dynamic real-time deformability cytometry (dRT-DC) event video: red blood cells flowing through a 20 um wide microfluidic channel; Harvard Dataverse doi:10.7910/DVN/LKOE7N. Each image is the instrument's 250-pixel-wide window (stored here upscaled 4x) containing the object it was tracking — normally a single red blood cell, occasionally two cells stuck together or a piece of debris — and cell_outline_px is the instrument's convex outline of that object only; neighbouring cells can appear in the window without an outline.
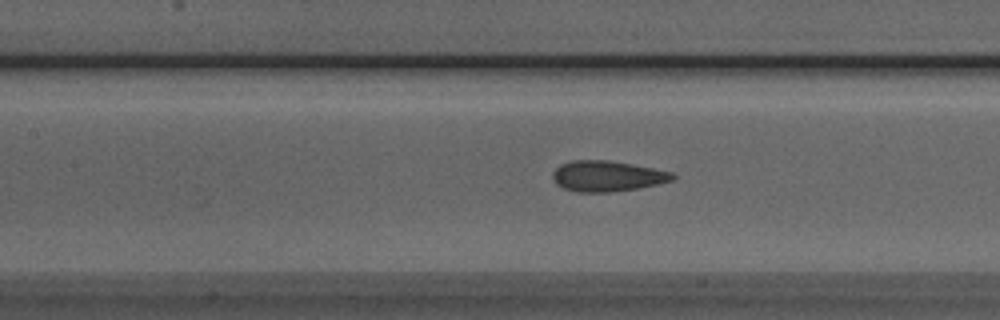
{"species": "Egyptian fruit bat (a non-hibernating species)", "species_latin": "Rousettus aegyptiacus", "temperature_condition": "room temperature", "stored_images_in_passage": 47, "camera_frame_rate_fps": 3000, "um_per_image_px": 0.085, "animal": {"sex": "male"}, "frame": {"image": 1, "passage_image": 18, "time_ms": 5.667, "image_size_px": [1000, 320], "cell_outline_px": [[676, 176], [672, 180], [656, 184], [636, 188], [612, 192], [580, 192], [564, 188], [556, 184], [552, 180], [552, 172], [560, 164], [572, 160], [608, 160], [632, 164], [672, 172]], "centroid_in_image_um": [51.56, 14.96], "position_along_channel_um": 155.8, "area_um2": 21.33}}
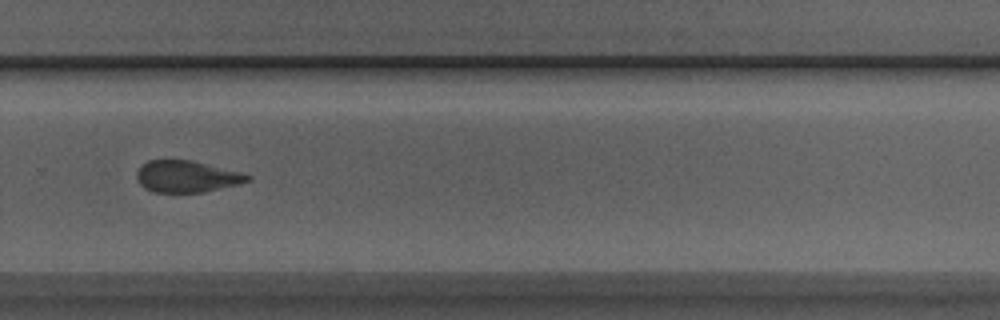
{"frame": {"image": 2, "passage_image": 30, "time_ms": 9.667, "image_size_px": [1000, 320], "cell_outline_px": [[252, 180], [240, 184], [204, 192], [156, 192], [144, 188], [140, 184], [136, 176], [136, 172], [140, 164], [148, 160], [192, 160], [240, 172], [252, 176]], "centroid_in_image_um": [15.87, 15.0], "position_along_channel_um": 313.9, "area_um2": 20.58}}
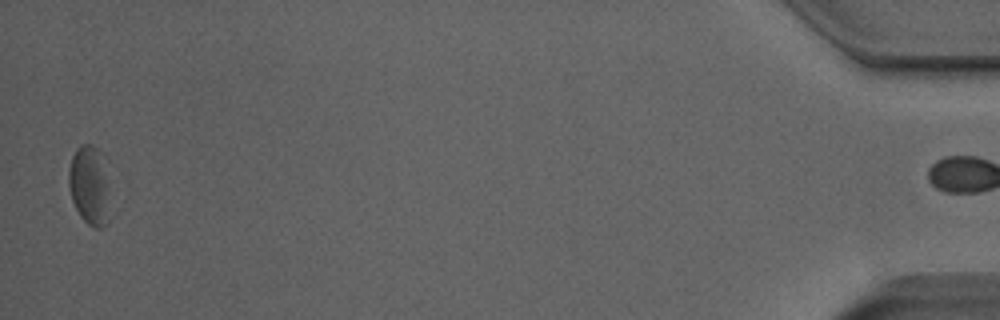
{"frame": {"image": 3, "passage_image": 46, "time_ms": 15.0, "image_size_px": [1000, 320], "cell_outline_px": [[108, 224], [100, 228], [92, 228], [80, 216], [72, 200], [68, 184], [68, 172], [72, 156], [76, 148], [80, 144], [92, 144], [96, 148], [104, 180], [108, 220]], "centroid_in_image_um": [7.49, 15.82], "position_along_channel_um": 427.7, "area_um2": 17.74}, "authors_computed_cell_mechanics": {"area_um2": 21.386, "velocity_mm_per_s": 3.9654, "shape_relaxation_time_tau1_ms": 3.7268, "shape_relaxation_time_tau2_ms": 1.1729, "deformation_change_tau1": 0.0971, "deformation_change_tau2": 0.0782}}